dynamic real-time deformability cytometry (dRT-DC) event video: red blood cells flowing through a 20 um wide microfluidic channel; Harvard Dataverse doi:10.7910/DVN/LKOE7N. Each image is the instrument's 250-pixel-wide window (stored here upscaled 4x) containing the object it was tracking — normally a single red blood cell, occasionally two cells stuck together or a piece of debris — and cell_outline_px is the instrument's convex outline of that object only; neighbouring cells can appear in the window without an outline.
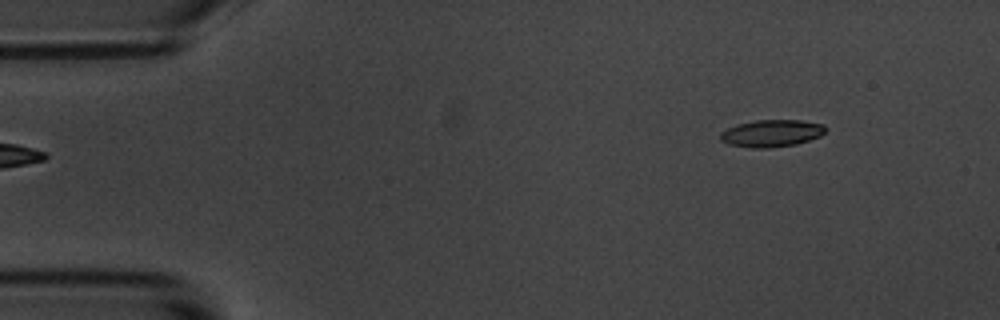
{"species": "common noctule bat (a hibernating species)", "species_latin": "Nyctalus noctula", "temperature_condition": "room temperature", "stored_images_in_passage": 3, "camera_frame_rate_fps": 3000, "um_per_image_px": 0.085, "animal": {"sex": "male", "body_mass_g": 20.1, "forearm_length_mm": 53.5}, "frame": {"image": 1, "passage_image": 3, "time_ms": 3.0, "image_size_px": [1000, 320], "cell_outline_px": [[828, 128], [820, 136], [796, 144], [768, 148], [752, 148], [728, 144], [720, 140], [720, 132], [736, 124], [756, 120], [800, 120], [824, 124]], "centroid_in_image_um": [65.58, 11.32], "position_along_channel_um": 19.4, "area_um2": 16.7}}